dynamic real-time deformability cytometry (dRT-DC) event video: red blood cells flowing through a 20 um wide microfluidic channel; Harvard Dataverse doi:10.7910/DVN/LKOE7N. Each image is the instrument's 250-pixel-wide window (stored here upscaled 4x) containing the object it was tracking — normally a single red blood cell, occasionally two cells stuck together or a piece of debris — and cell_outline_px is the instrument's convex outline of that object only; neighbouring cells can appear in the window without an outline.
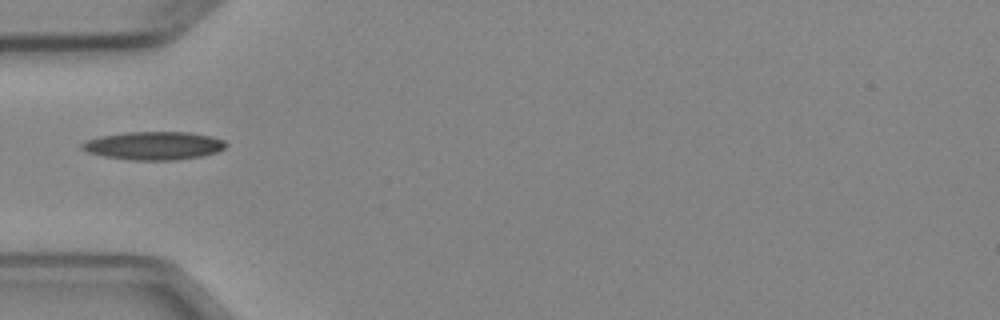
{"species": "Egyptian fruit bat (a non-hibernating species)", "species_latin": "Rousettus aegyptiacus", "temperature_condition": "cold", "stored_images_in_passage": 1, "camera_frame_rate_fps": 3000, "um_per_image_px": 0.085, "animal": {"sex": "female"}, "frame": {"image": 1, "passage_image": 1, "time_ms": 0.0, "image_size_px": [1000, 320], "cell_outline_px": [[228, 144], [224, 148], [216, 152], [200, 156], [176, 160], [132, 160], [104, 156], [88, 152], [80, 148], [80, 144], [88, 140], [100, 136], [124, 132], [188, 132], [212, 136], [224, 140]], "centroid_in_image_um": [13.07, 12.37], "position_along_channel_um": 71.9, "area_um2": 23.64}}